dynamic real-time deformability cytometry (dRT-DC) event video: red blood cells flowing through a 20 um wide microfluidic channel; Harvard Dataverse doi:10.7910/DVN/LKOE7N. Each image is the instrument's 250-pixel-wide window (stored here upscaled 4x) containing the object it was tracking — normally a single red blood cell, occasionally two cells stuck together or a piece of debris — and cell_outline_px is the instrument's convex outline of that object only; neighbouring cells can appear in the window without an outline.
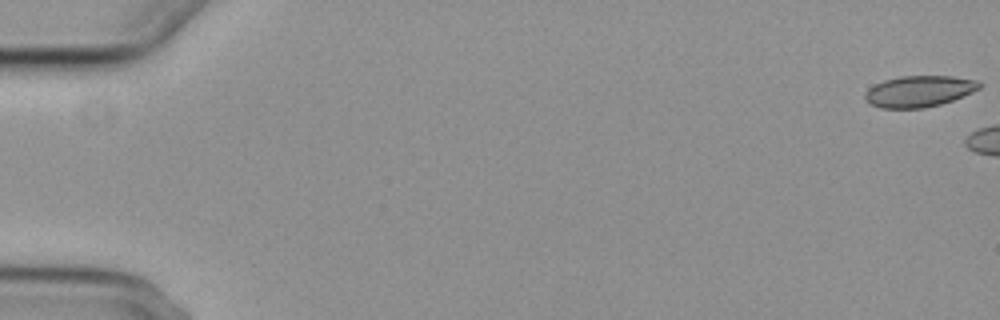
{"species": "common noctule bat (a hibernating species)", "species_latin": "Nyctalus noctula", "temperature_condition": "cold", "stored_images_in_passage": 6, "camera_frame_rate_fps": 3000, "um_per_image_px": 0.085, "animal": {"sex": "female", "body_mass_g": 29.2, "forearm_length_mm": 56.3}, "frame": {"image": 1, "passage_image": 1, "time_ms": 0.0, "image_size_px": [1000, 320], "cell_outline_px": [[984, 84], [980, 88], [964, 96], [940, 104], [924, 108], [880, 108], [868, 104], [864, 100], [864, 92], [868, 88], [884, 80], [900, 76], [952, 76], [976, 80]], "centroid_in_image_um": [78.1, 7.76], "position_along_channel_um": 6.9, "area_um2": 21.04}}